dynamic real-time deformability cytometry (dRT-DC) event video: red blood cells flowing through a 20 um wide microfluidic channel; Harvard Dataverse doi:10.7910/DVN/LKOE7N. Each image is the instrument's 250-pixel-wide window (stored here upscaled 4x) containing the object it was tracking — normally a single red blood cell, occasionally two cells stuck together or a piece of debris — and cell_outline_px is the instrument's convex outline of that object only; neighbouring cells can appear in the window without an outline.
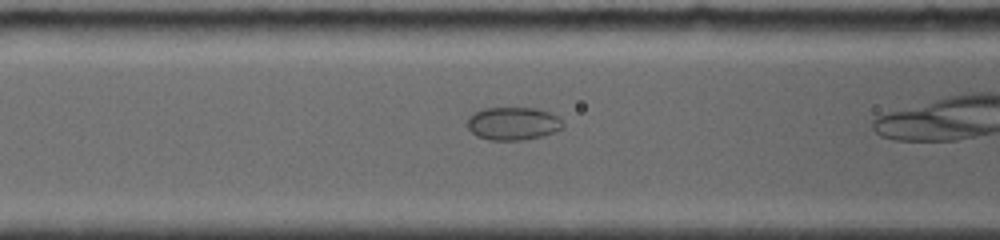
{"species": "common noctule bat (a hibernating species)", "species_latin": "Nyctalus noctula", "temperature_condition": "room temperature", "stored_images_in_passage": 12, "camera_frame_rate_fps": 4000, "um_per_image_px": 0.085, "animal": {"sex": "female", "body_mass_g": 19.0, "forearm_length_mm": 56.7}, "frame": {"image": 1, "passage_image": 7, "time_ms": 2.5, "image_size_px": [1000, 240], "cell_outline_px": [[564, 128], [540, 136], [520, 140], [488, 140], [476, 136], [468, 128], [468, 116], [484, 108], [536, 108], [560, 116], [564, 124]], "centroid_in_image_um": [43.62, 10.5], "position_along_channel_um": 123.0, "area_um2": 18.38}}
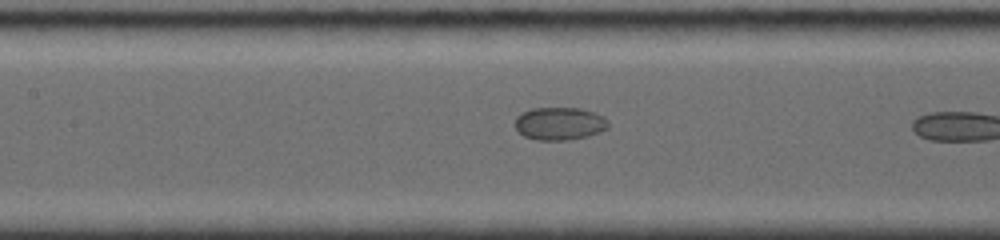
{"frame": {"image": 2, "passage_image": 9, "time_ms": 3.5, "image_size_px": [1000, 240], "cell_outline_px": [[608, 128], [600, 132], [588, 136], [564, 140], [536, 140], [524, 136], [516, 128], [516, 116], [520, 112], [532, 108], [580, 108], [604, 116], [608, 120]], "centroid_in_image_um": [47.56, 10.5], "position_along_channel_um": 159.8, "area_um2": 17.86}}